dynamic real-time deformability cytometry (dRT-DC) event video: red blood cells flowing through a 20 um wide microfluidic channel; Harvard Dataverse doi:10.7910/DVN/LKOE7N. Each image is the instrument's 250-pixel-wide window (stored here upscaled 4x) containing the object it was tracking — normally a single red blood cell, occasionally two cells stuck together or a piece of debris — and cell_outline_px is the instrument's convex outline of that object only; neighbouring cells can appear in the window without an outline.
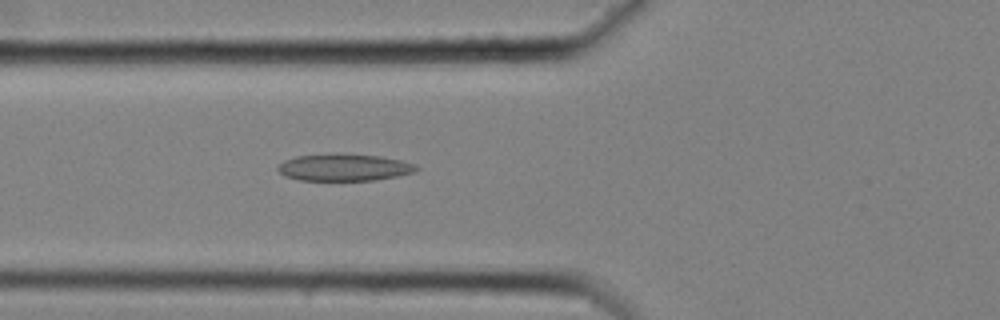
{"species": "common noctule bat (a hibernating species)", "species_latin": "Nyctalus noctula", "temperature_condition": "cold", "stored_images_in_passage": 59, "camera_frame_rate_fps": 3000, "um_per_image_px": 0.085, "animal": {"sex": "female", "body_mass_g": 25.1}, "frame": {"image": 1, "passage_image": 23, "time_ms": 7.333, "image_size_px": [1000, 320], "cell_outline_px": [[420, 168], [416, 172], [376, 180], [300, 180], [284, 176], [276, 168], [284, 160], [296, 156], [336, 152], [380, 156], [400, 160], [416, 164]], "centroid_in_image_um": [29.26, 14.21], "position_along_channel_um": 96.5, "area_um2": 22.14}}
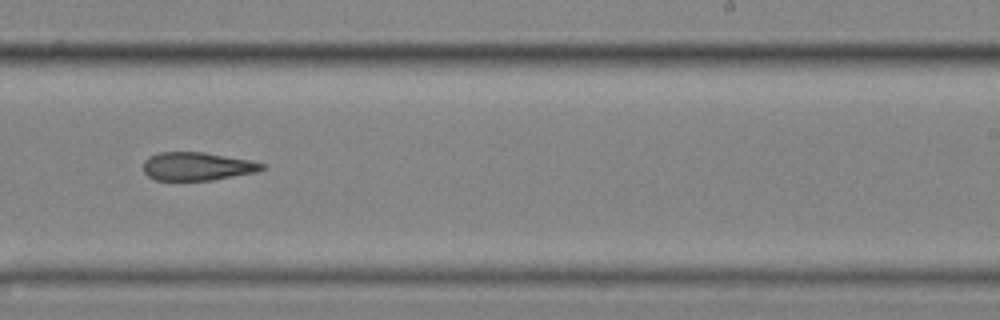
{"frame": {"image": 2, "passage_image": 38, "time_ms": 12.333, "image_size_px": [1000, 320], "cell_outline_px": [[268, 168], [256, 172], [212, 180], [156, 180], [148, 176], [144, 172], [144, 160], [148, 156], [156, 152], [204, 152], [248, 160], [264, 164]], "centroid_in_image_um": [16.74, 14.13], "position_along_channel_um": 272.3, "area_um2": 19.54}}
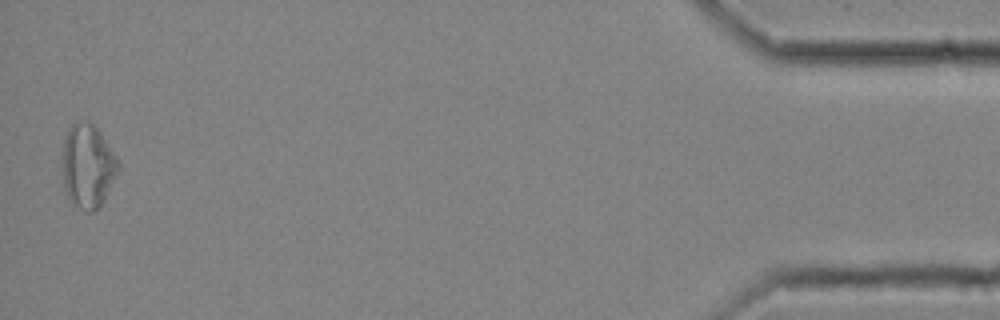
{"frame": {"image": 3, "passage_image": 58, "time_ms": 19.0, "image_size_px": [1000, 320], "cell_outline_px": [[120, 168], [104, 200], [92, 212], [84, 212], [68, 196], [64, 188], [64, 140], [68, 128], [72, 124], [92, 124], [100, 132], [116, 156], [120, 164]], "centroid_in_image_um": [7.49, 14.14], "position_along_channel_um": 427.7, "area_um2": 26.41}, "authors_computed_cell_mechanics": {"area_um2": 21.8484, "velocity_mm_per_s": 3.5094, "shape_relaxation_time_tau1_ms": null, "shape_relaxation_time_tau2_ms": 8.381, "deformation_change_tau1": null, "deformation_change_tau2": 0.1903}}